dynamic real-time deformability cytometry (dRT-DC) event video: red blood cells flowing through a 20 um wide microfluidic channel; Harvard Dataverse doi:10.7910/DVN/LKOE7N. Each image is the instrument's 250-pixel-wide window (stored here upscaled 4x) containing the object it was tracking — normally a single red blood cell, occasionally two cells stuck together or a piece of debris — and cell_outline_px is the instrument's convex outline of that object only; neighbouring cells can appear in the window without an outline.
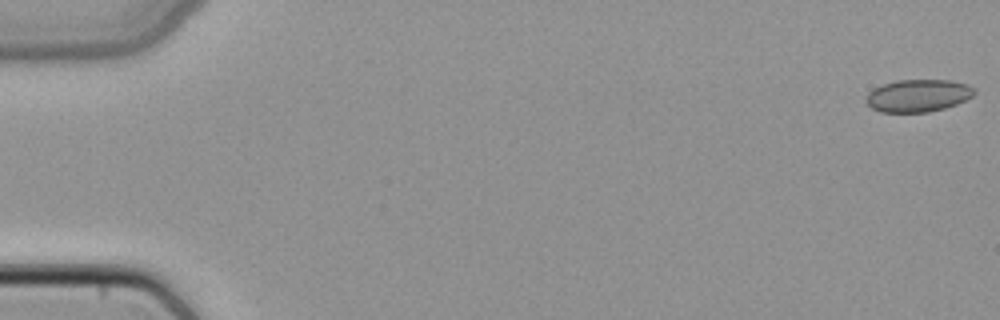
{"species": "common noctule bat (a hibernating species)", "species_latin": "Nyctalus noctula", "temperature_condition": "cold", "stored_images_in_passage": 5, "camera_frame_rate_fps": 3000, "um_per_image_px": 0.085, "animal": {"sex": "female", "body_mass_g": 22.7, "forearm_length_mm": 54.2}, "frame": {"image": 1, "passage_image": 1, "time_ms": 0.0, "image_size_px": [1000, 320], "cell_outline_px": [[976, 92], [972, 96], [956, 104], [944, 108], [928, 112], [880, 112], [872, 108], [864, 100], [868, 92], [884, 84], [896, 80], [948, 80], [968, 84], [976, 88]], "centroid_in_image_um": [78.04, 8.12], "position_along_channel_um": 7.0, "area_um2": 20.46}}
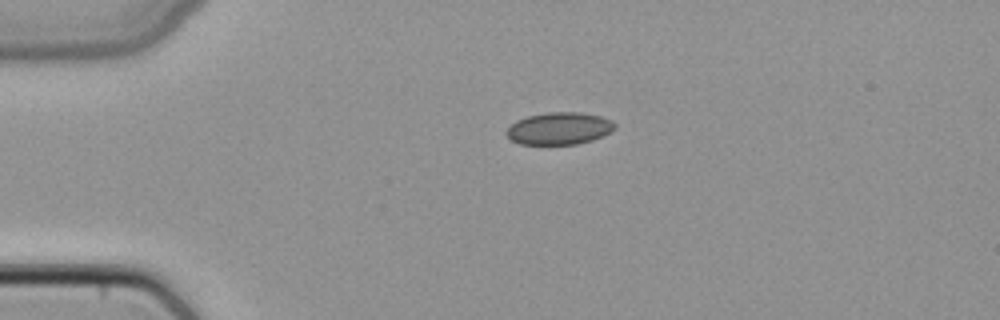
{"frame": {"image": 2, "passage_image": 4, "time_ms": 1.0, "image_size_px": [1000, 320], "cell_outline_px": [[616, 128], [612, 132], [604, 136], [592, 140], [576, 144], [520, 144], [512, 140], [504, 132], [516, 120], [528, 116], [548, 112], [580, 112], [600, 116], [612, 120], [616, 124]], "centroid_in_image_um": [47.57, 10.91], "position_along_channel_um": 37.4, "area_um2": 20.46}}